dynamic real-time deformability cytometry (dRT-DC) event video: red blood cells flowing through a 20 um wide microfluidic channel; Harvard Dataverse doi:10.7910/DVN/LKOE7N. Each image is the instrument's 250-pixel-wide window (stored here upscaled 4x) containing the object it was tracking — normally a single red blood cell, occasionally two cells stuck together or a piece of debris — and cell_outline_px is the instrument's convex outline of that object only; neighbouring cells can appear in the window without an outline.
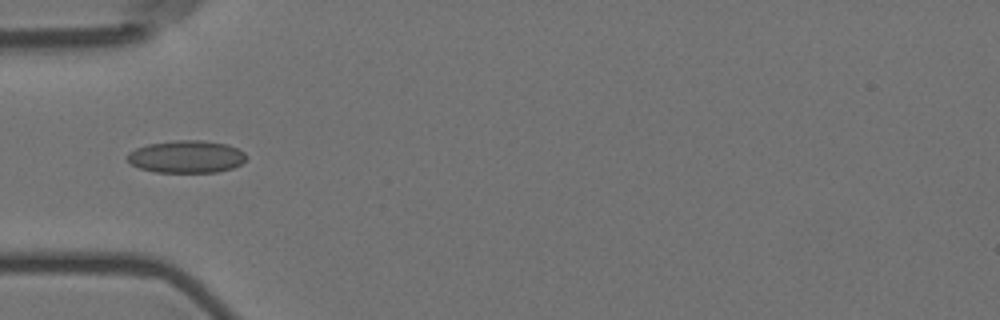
{"species": "Egyptian fruit bat (a non-hibernating species)", "species_latin": "Rousettus aegyptiacus", "temperature_condition": "room temperature", "stored_images_in_passage": 5, "camera_frame_rate_fps": 3000, "um_per_image_px": 0.085, "animal": {"sex": "female"}, "frame": {"image": 1, "passage_image": 1, "time_ms": 0.0, "image_size_px": [1000, 320], "cell_outline_px": [[248, 156], [240, 164], [232, 168], [216, 172], [156, 172], [140, 168], [132, 164], [124, 156], [128, 152], [136, 148], [148, 144], [176, 140], [204, 140], [228, 144], [244, 152]], "centroid_in_image_um": [15.84, 13.31], "position_along_channel_um": 69.2, "area_um2": 22.54}}
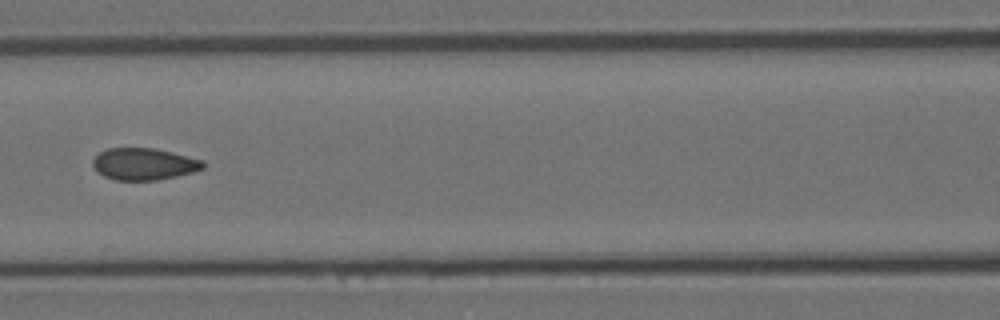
{"frame": {"image": 2, "passage_image": 3, "time_ms": 0.667, "image_size_px": [1000, 320], "cell_outline_px": [[204, 168], [192, 172], [176, 176], [156, 180], [116, 180], [104, 176], [96, 172], [92, 164], [92, 160], [100, 152], [108, 148], [152, 148], [204, 160]], "centroid_in_image_um": [12.2, 13.94], "position_along_channel_um": 154.4, "area_um2": 20.35}}
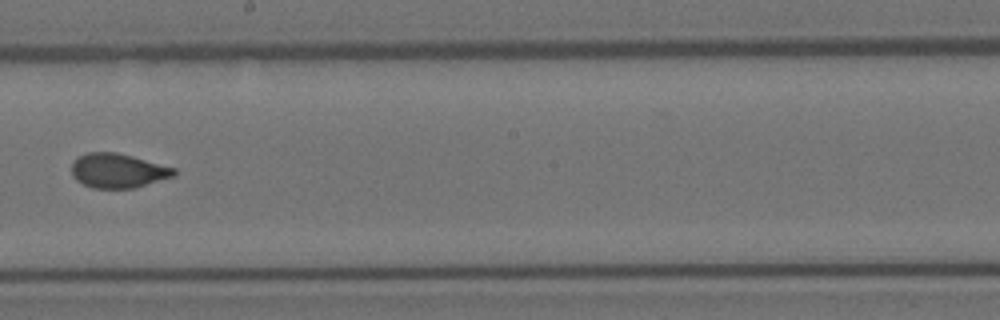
{"frame": {"image": 3, "passage_image": 5, "time_ms": 1.333, "image_size_px": [1000, 320], "cell_outline_px": [[176, 176], [132, 188], [92, 188], [76, 180], [72, 176], [72, 160], [76, 156], [88, 152], [116, 152], [132, 156], [176, 168]], "centroid_in_image_um": [10.0, 14.5], "position_along_channel_um": 238.2, "area_um2": 20.63}}